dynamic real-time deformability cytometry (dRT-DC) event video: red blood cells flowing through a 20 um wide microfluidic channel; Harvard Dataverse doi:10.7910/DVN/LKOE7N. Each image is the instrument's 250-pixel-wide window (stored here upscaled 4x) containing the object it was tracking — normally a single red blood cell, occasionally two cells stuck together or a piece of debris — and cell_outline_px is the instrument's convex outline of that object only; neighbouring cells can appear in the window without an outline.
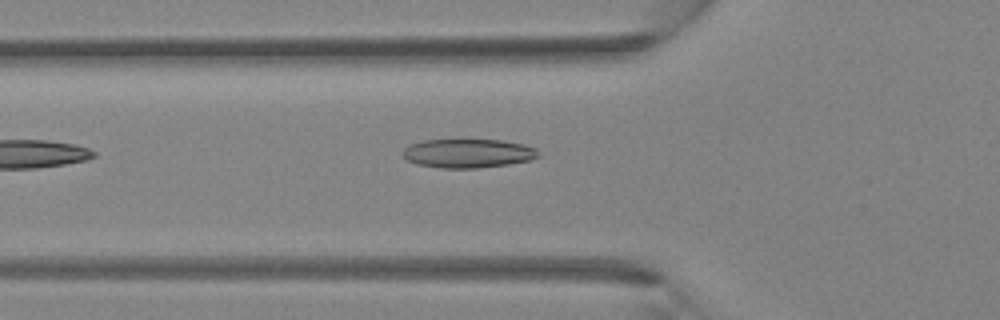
{"species": "Egyptian fruit bat (a non-hibernating species)", "species_latin": "Rousettus aegyptiacus", "temperature_condition": "room temperature", "stored_images_in_passage": 2, "camera_frame_rate_fps": 3000, "um_per_image_px": 0.085, "animal": {"sex": "female"}, "frame": {"image": 1, "passage_image": 2, "time_ms": 0.333, "image_size_px": [1000, 320], "cell_outline_px": [[540, 156], [532, 160], [508, 164], [476, 168], [440, 168], [416, 164], [408, 160], [400, 152], [408, 144], [424, 140], [500, 140], [524, 144], [536, 148]], "centroid_in_image_um": [39.77, 13.03], "position_along_channel_um": 86.0, "area_um2": 22.95}}